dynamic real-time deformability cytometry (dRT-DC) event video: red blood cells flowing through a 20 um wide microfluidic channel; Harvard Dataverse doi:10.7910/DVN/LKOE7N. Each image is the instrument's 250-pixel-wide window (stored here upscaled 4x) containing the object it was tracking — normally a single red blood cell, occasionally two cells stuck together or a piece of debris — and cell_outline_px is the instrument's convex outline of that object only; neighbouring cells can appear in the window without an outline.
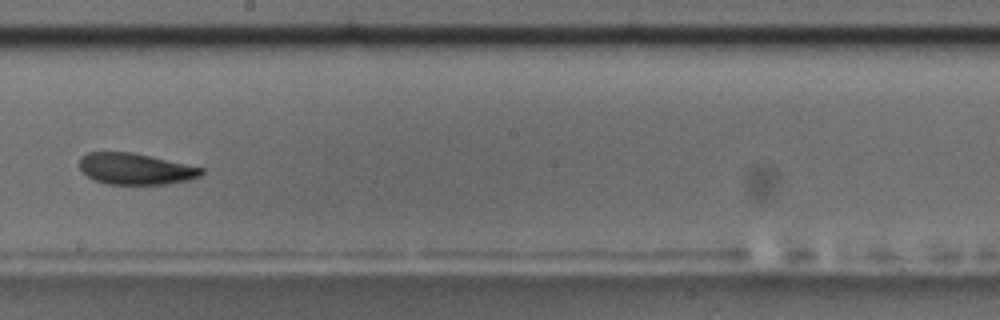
{"species": "common noctule bat (a hibernating species)", "species_latin": "Nyctalus noctula", "temperature_condition": "room temperature", "stored_images_in_passage": 10, "segment_of_instrument_passage": [1, 2], "camera_frame_rate_fps": 3000, "um_per_image_px": 0.085, "animal": {"sex": "male", "body_mass_g": 17.5, "forearm_length_mm": 52.3}, "frame": {"image": 1, "passage_image": 9, "time_ms": 9.333, "image_size_px": [1000, 320], "cell_outline_px": [[204, 172], [200, 176], [188, 180], [164, 184], [108, 184], [96, 180], [88, 176], [80, 168], [80, 156], [88, 152], [132, 152], [204, 168]], "centroid_in_image_um": [11.51, 14.35], "position_along_channel_um": 236.7, "area_um2": 22.02}}